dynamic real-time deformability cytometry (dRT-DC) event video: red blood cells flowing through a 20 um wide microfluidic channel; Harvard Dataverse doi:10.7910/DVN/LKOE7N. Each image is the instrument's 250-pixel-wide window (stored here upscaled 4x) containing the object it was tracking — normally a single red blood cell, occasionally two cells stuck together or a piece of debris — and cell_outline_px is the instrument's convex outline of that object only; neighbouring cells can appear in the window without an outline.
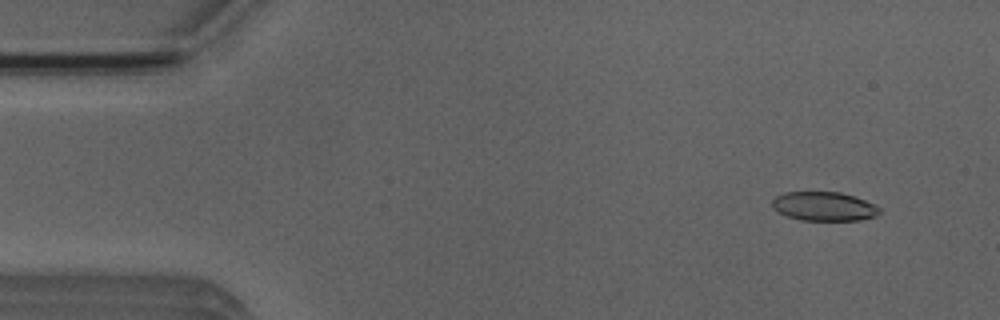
{"species": "Egyptian fruit bat (a non-hibernating species)", "species_latin": "Rousettus aegyptiacus", "temperature_condition": "room temperature", "stored_images_in_passage": 4, "camera_frame_rate_fps": 3000, "um_per_image_px": 0.085, "animal": {"sex": "male"}, "frame": {"image": 1, "passage_image": 2, "time_ms": 1.0, "image_size_px": [1000, 320], "cell_outline_px": [[880, 212], [876, 216], [860, 220], [800, 220], [788, 216], [772, 208], [772, 200], [776, 196], [784, 192], [840, 192], [876, 204], [880, 208]], "centroid_in_image_um": [70.04, 17.54], "position_along_channel_um": 15.0, "area_um2": 18.09}}
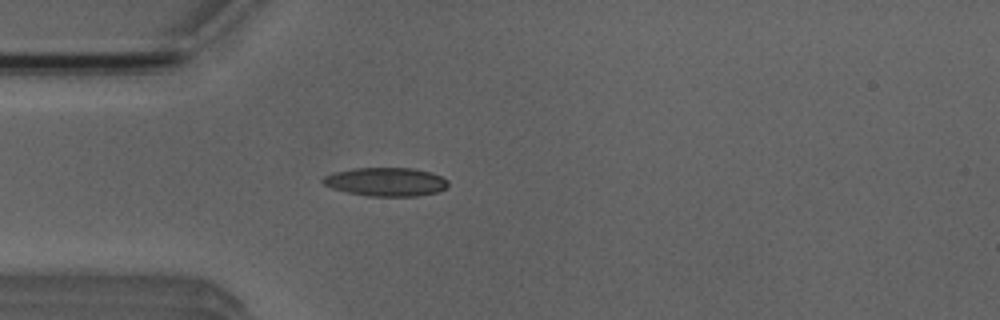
{"frame": {"image": 2, "passage_image": 4, "time_ms": 4.333, "image_size_px": [1000, 320], "cell_outline_px": [[448, 184], [444, 188], [436, 192], [416, 196], [368, 196], [348, 192], [332, 188], [324, 184], [320, 180], [324, 176], [336, 172], [352, 168], [412, 168], [432, 172], [448, 180]], "centroid_in_image_um": [32.8, 15.45], "position_along_channel_um": 52.2, "area_um2": 20.75}}